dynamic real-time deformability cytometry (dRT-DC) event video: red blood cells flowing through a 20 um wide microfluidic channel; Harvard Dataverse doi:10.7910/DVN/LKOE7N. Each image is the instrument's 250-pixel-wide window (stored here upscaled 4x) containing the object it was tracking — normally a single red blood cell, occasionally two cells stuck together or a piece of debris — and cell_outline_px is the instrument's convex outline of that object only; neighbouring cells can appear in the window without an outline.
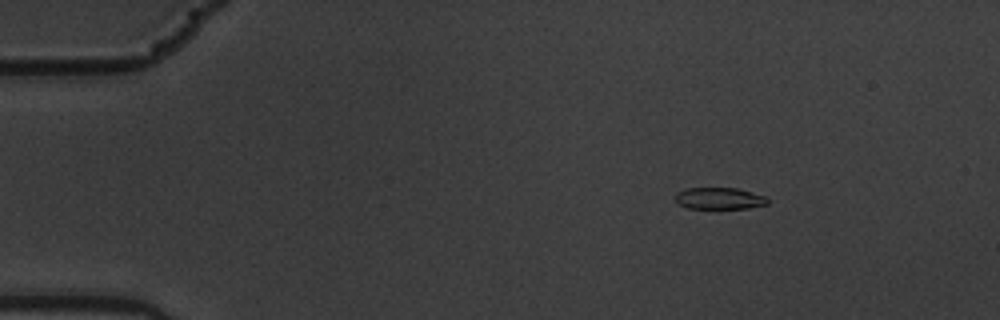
{"species": "common noctule bat (a hibernating species)", "species_latin": "Nyctalus noctula", "temperature_condition": "warm", "stored_images_in_passage": 9, "camera_frame_rate_fps": 3000, "um_per_image_px": 0.085, "animal": {"sex": "male", "body_mass_g": 19.5, "forearm_length_mm": 54.6}, "frame": {"image": 1, "passage_image": 2, "time_ms": 0.333, "image_size_px": [1000, 320], "cell_outline_px": [[768, 204], [748, 208], [688, 208], [676, 204], [676, 192], [688, 188], [736, 188], [752, 192], [764, 196], [768, 200]], "centroid_in_image_um": [61.12, 16.86], "position_along_channel_um": 23.9, "area_um2": 11.62}}
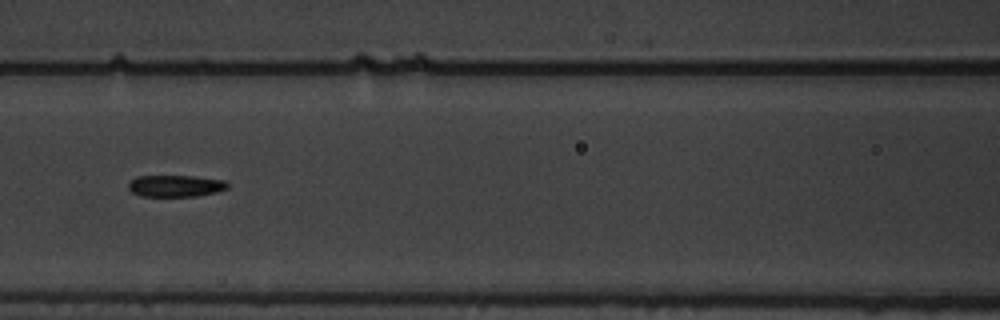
{"frame": {"image": 2, "passage_image": 7, "time_ms": 2.0, "image_size_px": [1000, 320], "cell_outline_px": [[228, 188], [216, 192], [196, 196], [140, 196], [132, 192], [128, 188], [128, 184], [136, 176], [196, 176], [224, 180], [228, 184]], "centroid_in_image_um": [14.92, 15.8], "position_along_channel_um": 151.7, "area_um2": 12.54}}
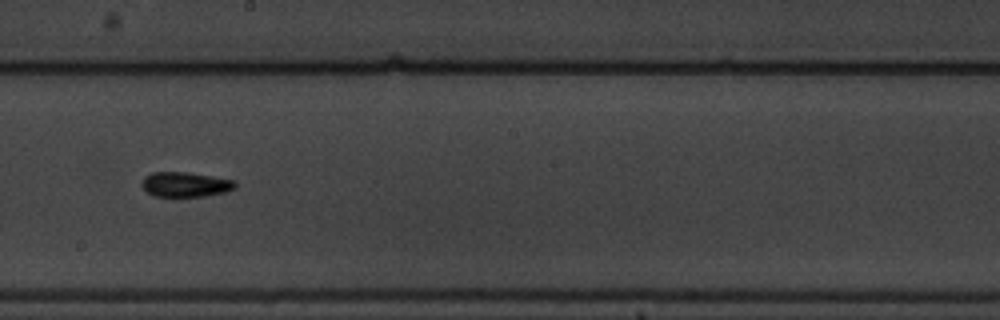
{"frame": {"image": 3, "passage_image": 9, "time_ms": 2.667, "image_size_px": [1000, 320], "cell_outline_px": [[236, 188], [224, 192], [204, 196], [156, 196], [148, 192], [140, 184], [144, 176], [152, 172], [188, 172], [236, 180]], "centroid_in_image_um": [15.76, 15.66], "position_along_channel_um": 232.4, "area_um2": 13.53}}